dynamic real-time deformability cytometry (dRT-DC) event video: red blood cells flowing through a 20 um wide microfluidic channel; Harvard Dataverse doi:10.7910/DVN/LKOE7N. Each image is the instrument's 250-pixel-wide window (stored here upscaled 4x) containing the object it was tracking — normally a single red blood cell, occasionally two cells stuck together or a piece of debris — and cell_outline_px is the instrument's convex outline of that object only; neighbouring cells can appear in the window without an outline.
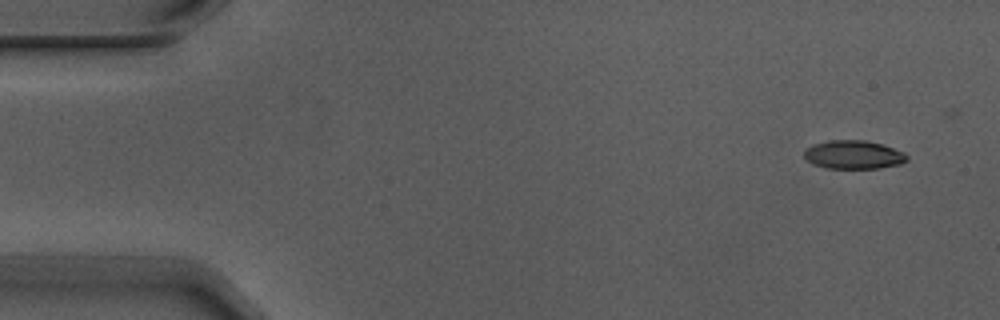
{"species": "Egyptian fruit bat (a non-hibernating species)", "species_latin": "Rousettus aegyptiacus", "temperature_condition": "warm", "stored_images_in_passage": 4, "camera_frame_rate_fps": 3000, "um_per_image_px": 0.085, "animal": {"sex": "male"}, "frame": {"image": 1, "passage_image": 1, "time_ms": 0.0, "image_size_px": [1000, 320], "cell_outline_px": [[908, 160], [900, 164], [880, 168], [828, 168], [812, 164], [804, 156], [804, 152], [808, 148], [816, 144], [828, 140], [864, 140], [880, 144], [904, 152], [908, 156]], "centroid_in_image_um": [72.57, 13.15], "position_along_channel_um": 12.4, "area_um2": 16.88}}
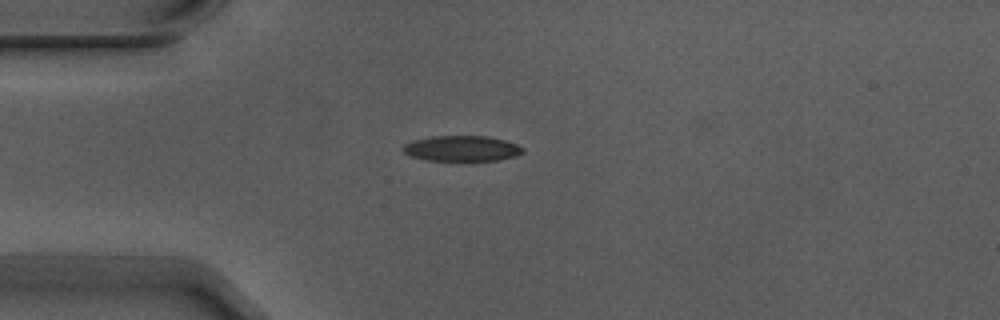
{"frame": {"image": 2, "passage_image": 4, "time_ms": 1.0, "image_size_px": [1000, 320], "cell_outline_px": [[524, 152], [516, 156], [500, 160], [428, 160], [412, 156], [404, 152], [404, 144], [412, 140], [432, 136], [488, 136], [504, 140], [516, 144], [524, 148]], "centroid_in_image_um": [39.29, 12.61], "position_along_channel_um": 45.7, "area_um2": 17.69}}